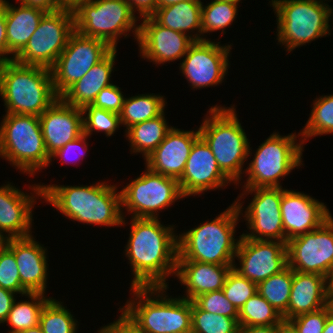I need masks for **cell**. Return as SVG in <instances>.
<instances>
[{"instance_id": "obj_3", "label": "cell", "mask_w": 333, "mask_h": 333, "mask_svg": "<svg viewBox=\"0 0 333 333\" xmlns=\"http://www.w3.org/2000/svg\"><path fill=\"white\" fill-rule=\"evenodd\" d=\"M168 289V286L131 287L134 299L118 309L142 333H186L192 330V301L180 296L169 298Z\"/></svg>"}, {"instance_id": "obj_31", "label": "cell", "mask_w": 333, "mask_h": 333, "mask_svg": "<svg viewBox=\"0 0 333 333\" xmlns=\"http://www.w3.org/2000/svg\"><path fill=\"white\" fill-rule=\"evenodd\" d=\"M164 95L138 94L125 97L120 115L121 125L126 126L125 131L134 124L153 119L163 112L167 104Z\"/></svg>"}, {"instance_id": "obj_48", "label": "cell", "mask_w": 333, "mask_h": 333, "mask_svg": "<svg viewBox=\"0 0 333 333\" xmlns=\"http://www.w3.org/2000/svg\"><path fill=\"white\" fill-rule=\"evenodd\" d=\"M9 49L7 44V30L5 7L0 2V63L9 61Z\"/></svg>"}, {"instance_id": "obj_14", "label": "cell", "mask_w": 333, "mask_h": 333, "mask_svg": "<svg viewBox=\"0 0 333 333\" xmlns=\"http://www.w3.org/2000/svg\"><path fill=\"white\" fill-rule=\"evenodd\" d=\"M242 192L234 203L239 210V214L244 215L243 218L247 221V227L251 231L242 233V236L253 240L285 242L280 210L283 188H243ZM252 193L254 197L245 208V214H243L242 209L244 208L241 199L244 195Z\"/></svg>"}, {"instance_id": "obj_10", "label": "cell", "mask_w": 333, "mask_h": 333, "mask_svg": "<svg viewBox=\"0 0 333 333\" xmlns=\"http://www.w3.org/2000/svg\"><path fill=\"white\" fill-rule=\"evenodd\" d=\"M300 133L281 136L273 132L255 151L245 169L247 179L243 188H280V179L299 168L302 163L303 141L296 142Z\"/></svg>"}, {"instance_id": "obj_58", "label": "cell", "mask_w": 333, "mask_h": 333, "mask_svg": "<svg viewBox=\"0 0 333 333\" xmlns=\"http://www.w3.org/2000/svg\"><path fill=\"white\" fill-rule=\"evenodd\" d=\"M328 290H333V271L330 277L328 278Z\"/></svg>"}, {"instance_id": "obj_40", "label": "cell", "mask_w": 333, "mask_h": 333, "mask_svg": "<svg viewBox=\"0 0 333 333\" xmlns=\"http://www.w3.org/2000/svg\"><path fill=\"white\" fill-rule=\"evenodd\" d=\"M222 291L238 311L249 298L258 292L257 284L241 276L233 268L226 277Z\"/></svg>"}, {"instance_id": "obj_17", "label": "cell", "mask_w": 333, "mask_h": 333, "mask_svg": "<svg viewBox=\"0 0 333 333\" xmlns=\"http://www.w3.org/2000/svg\"><path fill=\"white\" fill-rule=\"evenodd\" d=\"M234 259L240 265L234 264L233 269L258 285L288 266L286 242L253 240L241 235Z\"/></svg>"}, {"instance_id": "obj_57", "label": "cell", "mask_w": 333, "mask_h": 333, "mask_svg": "<svg viewBox=\"0 0 333 333\" xmlns=\"http://www.w3.org/2000/svg\"><path fill=\"white\" fill-rule=\"evenodd\" d=\"M7 238L0 233V250L6 245Z\"/></svg>"}, {"instance_id": "obj_55", "label": "cell", "mask_w": 333, "mask_h": 333, "mask_svg": "<svg viewBox=\"0 0 333 333\" xmlns=\"http://www.w3.org/2000/svg\"><path fill=\"white\" fill-rule=\"evenodd\" d=\"M327 305L330 309V313L333 315V290H328Z\"/></svg>"}, {"instance_id": "obj_16", "label": "cell", "mask_w": 333, "mask_h": 333, "mask_svg": "<svg viewBox=\"0 0 333 333\" xmlns=\"http://www.w3.org/2000/svg\"><path fill=\"white\" fill-rule=\"evenodd\" d=\"M231 44L210 40L195 41L180 63V71L193 89L217 86L228 73Z\"/></svg>"}, {"instance_id": "obj_52", "label": "cell", "mask_w": 333, "mask_h": 333, "mask_svg": "<svg viewBox=\"0 0 333 333\" xmlns=\"http://www.w3.org/2000/svg\"><path fill=\"white\" fill-rule=\"evenodd\" d=\"M81 1L83 0H57V2L62 8H70V9H73Z\"/></svg>"}, {"instance_id": "obj_29", "label": "cell", "mask_w": 333, "mask_h": 333, "mask_svg": "<svg viewBox=\"0 0 333 333\" xmlns=\"http://www.w3.org/2000/svg\"><path fill=\"white\" fill-rule=\"evenodd\" d=\"M202 3L201 0H187L158 7L151 17L161 26L184 33L194 41L209 40L201 36ZM191 32L195 34L192 35Z\"/></svg>"}, {"instance_id": "obj_32", "label": "cell", "mask_w": 333, "mask_h": 333, "mask_svg": "<svg viewBox=\"0 0 333 333\" xmlns=\"http://www.w3.org/2000/svg\"><path fill=\"white\" fill-rule=\"evenodd\" d=\"M28 301H14L12 308L3 324L12 328L8 333L30 329L39 326L40 314L45 304L51 299L42 293H27Z\"/></svg>"}, {"instance_id": "obj_54", "label": "cell", "mask_w": 333, "mask_h": 333, "mask_svg": "<svg viewBox=\"0 0 333 333\" xmlns=\"http://www.w3.org/2000/svg\"><path fill=\"white\" fill-rule=\"evenodd\" d=\"M187 0H158V7L169 6Z\"/></svg>"}, {"instance_id": "obj_51", "label": "cell", "mask_w": 333, "mask_h": 333, "mask_svg": "<svg viewBox=\"0 0 333 333\" xmlns=\"http://www.w3.org/2000/svg\"><path fill=\"white\" fill-rule=\"evenodd\" d=\"M287 326H240L239 333H284Z\"/></svg>"}, {"instance_id": "obj_56", "label": "cell", "mask_w": 333, "mask_h": 333, "mask_svg": "<svg viewBox=\"0 0 333 333\" xmlns=\"http://www.w3.org/2000/svg\"><path fill=\"white\" fill-rule=\"evenodd\" d=\"M15 333H43V331H42L40 326H37V327H34V328L18 331V332H15Z\"/></svg>"}, {"instance_id": "obj_24", "label": "cell", "mask_w": 333, "mask_h": 333, "mask_svg": "<svg viewBox=\"0 0 333 333\" xmlns=\"http://www.w3.org/2000/svg\"><path fill=\"white\" fill-rule=\"evenodd\" d=\"M6 246L14 253L22 287L28 293H46L49 277L47 248L32 235L7 239Z\"/></svg>"}, {"instance_id": "obj_27", "label": "cell", "mask_w": 333, "mask_h": 333, "mask_svg": "<svg viewBox=\"0 0 333 333\" xmlns=\"http://www.w3.org/2000/svg\"><path fill=\"white\" fill-rule=\"evenodd\" d=\"M117 50L113 49L103 60L94 65L86 75L73 84L61 98L71 106L83 108L92 104L97 94L111 83V74Z\"/></svg>"}, {"instance_id": "obj_7", "label": "cell", "mask_w": 333, "mask_h": 333, "mask_svg": "<svg viewBox=\"0 0 333 333\" xmlns=\"http://www.w3.org/2000/svg\"><path fill=\"white\" fill-rule=\"evenodd\" d=\"M0 123L1 158L31 177L50 167L39 117L6 113Z\"/></svg>"}, {"instance_id": "obj_38", "label": "cell", "mask_w": 333, "mask_h": 333, "mask_svg": "<svg viewBox=\"0 0 333 333\" xmlns=\"http://www.w3.org/2000/svg\"><path fill=\"white\" fill-rule=\"evenodd\" d=\"M191 318L192 330L197 333H239L240 326L236 319L204 311L193 301Z\"/></svg>"}, {"instance_id": "obj_23", "label": "cell", "mask_w": 333, "mask_h": 333, "mask_svg": "<svg viewBox=\"0 0 333 333\" xmlns=\"http://www.w3.org/2000/svg\"><path fill=\"white\" fill-rule=\"evenodd\" d=\"M200 137L197 131H184L176 127L145 159V166L155 173L179 180L184 172L194 142Z\"/></svg>"}, {"instance_id": "obj_26", "label": "cell", "mask_w": 333, "mask_h": 333, "mask_svg": "<svg viewBox=\"0 0 333 333\" xmlns=\"http://www.w3.org/2000/svg\"><path fill=\"white\" fill-rule=\"evenodd\" d=\"M328 279L325 276L301 273L293 270V280L286 313L282 316L286 323L289 319L327 306Z\"/></svg>"}, {"instance_id": "obj_43", "label": "cell", "mask_w": 333, "mask_h": 333, "mask_svg": "<svg viewBox=\"0 0 333 333\" xmlns=\"http://www.w3.org/2000/svg\"><path fill=\"white\" fill-rule=\"evenodd\" d=\"M193 302L204 311L234 318L238 321L237 308L225 297L222 290L199 295Z\"/></svg>"}, {"instance_id": "obj_11", "label": "cell", "mask_w": 333, "mask_h": 333, "mask_svg": "<svg viewBox=\"0 0 333 333\" xmlns=\"http://www.w3.org/2000/svg\"><path fill=\"white\" fill-rule=\"evenodd\" d=\"M178 180L148 169L121 190L122 208L134 218L158 219L159 211L183 199Z\"/></svg>"}, {"instance_id": "obj_21", "label": "cell", "mask_w": 333, "mask_h": 333, "mask_svg": "<svg viewBox=\"0 0 333 333\" xmlns=\"http://www.w3.org/2000/svg\"><path fill=\"white\" fill-rule=\"evenodd\" d=\"M280 210L286 243L296 236L313 231L332 216L323 202L285 188Z\"/></svg>"}, {"instance_id": "obj_20", "label": "cell", "mask_w": 333, "mask_h": 333, "mask_svg": "<svg viewBox=\"0 0 333 333\" xmlns=\"http://www.w3.org/2000/svg\"><path fill=\"white\" fill-rule=\"evenodd\" d=\"M30 187L29 189L34 192L30 193L31 196L10 182L0 186V233L7 239L33 235L31 234L32 208L37 197L42 199V187L39 184Z\"/></svg>"}, {"instance_id": "obj_36", "label": "cell", "mask_w": 333, "mask_h": 333, "mask_svg": "<svg viewBox=\"0 0 333 333\" xmlns=\"http://www.w3.org/2000/svg\"><path fill=\"white\" fill-rule=\"evenodd\" d=\"M74 317L61 301L51 298L41 311L39 326L43 333H77Z\"/></svg>"}, {"instance_id": "obj_9", "label": "cell", "mask_w": 333, "mask_h": 333, "mask_svg": "<svg viewBox=\"0 0 333 333\" xmlns=\"http://www.w3.org/2000/svg\"><path fill=\"white\" fill-rule=\"evenodd\" d=\"M72 11L75 31L81 35L101 39L113 49H117L119 38L129 37L130 31L138 40L139 17L126 0H83Z\"/></svg>"}, {"instance_id": "obj_45", "label": "cell", "mask_w": 333, "mask_h": 333, "mask_svg": "<svg viewBox=\"0 0 333 333\" xmlns=\"http://www.w3.org/2000/svg\"><path fill=\"white\" fill-rule=\"evenodd\" d=\"M87 138H88V136L85 133H83L78 138H76V139L72 140L71 142L65 144L62 148L58 149L55 153H53L51 155V157H50L51 161L50 162H52L53 159L55 160L56 157L57 158L59 157L62 160L61 161L62 164L69 163L74 159V158L72 159V156H71V155H74V153L78 155V160H80V158L81 157L83 158L84 154L88 150V144L89 143L86 142ZM77 155L75 157L76 159H77ZM69 158H70V160H69ZM75 161H77V160H75Z\"/></svg>"}, {"instance_id": "obj_35", "label": "cell", "mask_w": 333, "mask_h": 333, "mask_svg": "<svg viewBox=\"0 0 333 333\" xmlns=\"http://www.w3.org/2000/svg\"><path fill=\"white\" fill-rule=\"evenodd\" d=\"M314 101L310 117L300 132L303 144L314 136L333 134V95H322Z\"/></svg>"}, {"instance_id": "obj_12", "label": "cell", "mask_w": 333, "mask_h": 333, "mask_svg": "<svg viewBox=\"0 0 333 333\" xmlns=\"http://www.w3.org/2000/svg\"><path fill=\"white\" fill-rule=\"evenodd\" d=\"M74 15L70 8L45 13L24 49L14 58L20 64L51 68L72 33Z\"/></svg>"}, {"instance_id": "obj_39", "label": "cell", "mask_w": 333, "mask_h": 333, "mask_svg": "<svg viewBox=\"0 0 333 333\" xmlns=\"http://www.w3.org/2000/svg\"><path fill=\"white\" fill-rule=\"evenodd\" d=\"M83 114V133L87 136L93 132H104L107 137L114 135L119 129L120 115L88 104L81 108ZM86 115V116H85Z\"/></svg>"}, {"instance_id": "obj_33", "label": "cell", "mask_w": 333, "mask_h": 333, "mask_svg": "<svg viewBox=\"0 0 333 333\" xmlns=\"http://www.w3.org/2000/svg\"><path fill=\"white\" fill-rule=\"evenodd\" d=\"M239 326H287L282 315L258 292L238 311Z\"/></svg>"}, {"instance_id": "obj_8", "label": "cell", "mask_w": 333, "mask_h": 333, "mask_svg": "<svg viewBox=\"0 0 333 333\" xmlns=\"http://www.w3.org/2000/svg\"><path fill=\"white\" fill-rule=\"evenodd\" d=\"M327 0H271L277 20V40L287 52L330 33Z\"/></svg>"}, {"instance_id": "obj_25", "label": "cell", "mask_w": 333, "mask_h": 333, "mask_svg": "<svg viewBox=\"0 0 333 333\" xmlns=\"http://www.w3.org/2000/svg\"><path fill=\"white\" fill-rule=\"evenodd\" d=\"M233 265H218L197 261H177L175 276L186 287V296L193 301L204 293L222 290Z\"/></svg>"}, {"instance_id": "obj_15", "label": "cell", "mask_w": 333, "mask_h": 333, "mask_svg": "<svg viewBox=\"0 0 333 333\" xmlns=\"http://www.w3.org/2000/svg\"><path fill=\"white\" fill-rule=\"evenodd\" d=\"M286 248L292 270L328 279L333 271V217L313 231L290 239Z\"/></svg>"}, {"instance_id": "obj_62", "label": "cell", "mask_w": 333, "mask_h": 333, "mask_svg": "<svg viewBox=\"0 0 333 333\" xmlns=\"http://www.w3.org/2000/svg\"><path fill=\"white\" fill-rule=\"evenodd\" d=\"M186 333H197V332H195V331H193V330H190V331H188V332H186Z\"/></svg>"}, {"instance_id": "obj_5", "label": "cell", "mask_w": 333, "mask_h": 333, "mask_svg": "<svg viewBox=\"0 0 333 333\" xmlns=\"http://www.w3.org/2000/svg\"><path fill=\"white\" fill-rule=\"evenodd\" d=\"M0 96L6 113L37 117L59 98L49 68L15 60L0 63Z\"/></svg>"}, {"instance_id": "obj_2", "label": "cell", "mask_w": 333, "mask_h": 333, "mask_svg": "<svg viewBox=\"0 0 333 333\" xmlns=\"http://www.w3.org/2000/svg\"><path fill=\"white\" fill-rule=\"evenodd\" d=\"M39 185L42 187V199L70 220L108 227L126 224L121 208V191L118 192L115 184Z\"/></svg>"}, {"instance_id": "obj_61", "label": "cell", "mask_w": 333, "mask_h": 333, "mask_svg": "<svg viewBox=\"0 0 333 333\" xmlns=\"http://www.w3.org/2000/svg\"><path fill=\"white\" fill-rule=\"evenodd\" d=\"M284 333H292L288 328L284 331Z\"/></svg>"}, {"instance_id": "obj_50", "label": "cell", "mask_w": 333, "mask_h": 333, "mask_svg": "<svg viewBox=\"0 0 333 333\" xmlns=\"http://www.w3.org/2000/svg\"><path fill=\"white\" fill-rule=\"evenodd\" d=\"M19 4L26 5L28 7L40 9L46 13L60 10L62 7L57 0H16Z\"/></svg>"}, {"instance_id": "obj_60", "label": "cell", "mask_w": 333, "mask_h": 333, "mask_svg": "<svg viewBox=\"0 0 333 333\" xmlns=\"http://www.w3.org/2000/svg\"><path fill=\"white\" fill-rule=\"evenodd\" d=\"M329 13H330V17L333 16V15H331V14H333V9H332V7H329Z\"/></svg>"}, {"instance_id": "obj_4", "label": "cell", "mask_w": 333, "mask_h": 333, "mask_svg": "<svg viewBox=\"0 0 333 333\" xmlns=\"http://www.w3.org/2000/svg\"><path fill=\"white\" fill-rule=\"evenodd\" d=\"M239 210L232 203L211 221L177 235V261L234 265L239 239H235Z\"/></svg>"}, {"instance_id": "obj_18", "label": "cell", "mask_w": 333, "mask_h": 333, "mask_svg": "<svg viewBox=\"0 0 333 333\" xmlns=\"http://www.w3.org/2000/svg\"><path fill=\"white\" fill-rule=\"evenodd\" d=\"M178 182L185 198L208 190L225 188L232 183L219 168L211 148L201 136L194 142Z\"/></svg>"}, {"instance_id": "obj_59", "label": "cell", "mask_w": 333, "mask_h": 333, "mask_svg": "<svg viewBox=\"0 0 333 333\" xmlns=\"http://www.w3.org/2000/svg\"><path fill=\"white\" fill-rule=\"evenodd\" d=\"M222 1H229L238 4L241 0H222Z\"/></svg>"}, {"instance_id": "obj_19", "label": "cell", "mask_w": 333, "mask_h": 333, "mask_svg": "<svg viewBox=\"0 0 333 333\" xmlns=\"http://www.w3.org/2000/svg\"><path fill=\"white\" fill-rule=\"evenodd\" d=\"M141 21L137 40L140 56L156 65L183 58L195 42L184 33L161 26L152 17Z\"/></svg>"}, {"instance_id": "obj_22", "label": "cell", "mask_w": 333, "mask_h": 333, "mask_svg": "<svg viewBox=\"0 0 333 333\" xmlns=\"http://www.w3.org/2000/svg\"><path fill=\"white\" fill-rule=\"evenodd\" d=\"M39 119L44 143L50 156L83 134L81 108L67 104L61 97L46 109Z\"/></svg>"}, {"instance_id": "obj_30", "label": "cell", "mask_w": 333, "mask_h": 333, "mask_svg": "<svg viewBox=\"0 0 333 333\" xmlns=\"http://www.w3.org/2000/svg\"><path fill=\"white\" fill-rule=\"evenodd\" d=\"M166 121L163 112L153 119L129 127L124 133L131 145V153H141L146 159L172 129V126H169Z\"/></svg>"}, {"instance_id": "obj_34", "label": "cell", "mask_w": 333, "mask_h": 333, "mask_svg": "<svg viewBox=\"0 0 333 333\" xmlns=\"http://www.w3.org/2000/svg\"><path fill=\"white\" fill-rule=\"evenodd\" d=\"M292 280L293 270L287 266L257 285L258 293L282 316L288 309Z\"/></svg>"}, {"instance_id": "obj_47", "label": "cell", "mask_w": 333, "mask_h": 333, "mask_svg": "<svg viewBox=\"0 0 333 333\" xmlns=\"http://www.w3.org/2000/svg\"><path fill=\"white\" fill-rule=\"evenodd\" d=\"M133 13L138 11L139 18L151 17L158 8V0H126Z\"/></svg>"}, {"instance_id": "obj_53", "label": "cell", "mask_w": 333, "mask_h": 333, "mask_svg": "<svg viewBox=\"0 0 333 333\" xmlns=\"http://www.w3.org/2000/svg\"><path fill=\"white\" fill-rule=\"evenodd\" d=\"M322 333H333V315L330 314L327 317V320L324 325V329Z\"/></svg>"}, {"instance_id": "obj_41", "label": "cell", "mask_w": 333, "mask_h": 333, "mask_svg": "<svg viewBox=\"0 0 333 333\" xmlns=\"http://www.w3.org/2000/svg\"><path fill=\"white\" fill-rule=\"evenodd\" d=\"M0 287L25 296L14 253L5 245L0 250Z\"/></svg>"}, {"instance_id": "obj_46", "label": "cell", "mask_w": 333, "mask_h": 333, "mask_svg": "<svg viewBox=\"0 0 333 333\" xmlns=\"http://www.w3.org/2000/svg\"><path fill=\"white\" fill-rule=\"evenodd\" d=\"M98 333H142L122 312L113 323L103 326Z\"/></svg>"}, {"instance_id": "obj_44", "label": "cell", "mask_w": 333, "mask_h": 333, "mask_svg": "<svg viewBox=\"0 0 333 333\" xmlns=\"http://www.w3.org/2000/svg\"><path fill=\"white\" fill-rule=\"evenodd\" d=\"M122 93L123 92L119 86L111 84L103 88L97 94L91 105L120 114L125 100V97Z\"/></svg>"}, {"instance_id": "obj_13", "label": "cell", "mask_w": 333, "mask_h": 333, "mask_svg": "<svg viewBox=\"0 0 333 333\" xmlns=\"http://www.w3.org/2000/svg\"><path fill=\"white\" fill-rule=\"evenodd\" d=\"M112 50L113 48L107 42L74 31L65 49L50 68L53 88L57 96L61 97Z\"/></svg>"}, {"instance_id": "obj_28", "label": "cell", "mask_w": 333, "mask_h": 333, "mask_svg": "<svg viewBox=\"0 0 333 333\" xmlns=\"http://www.w3.org/2000/svg\"><path fill=\"white\" fill-rule=\"evenodd\" d=\"M0 2L5 7L7 44L11 61L24 49L46 12L23 4L16 7L6 0Z\"/></svg>"}, {"instance_id": "obj_49", "label": "cell", "mask_w": 333, "mask_h": 333, "mask_svg": "<svg viewBox=\"0 0 333 333\" xmlns=\"http://www.w3.org/2000/svg\"><path fill=\"white\" fill-rule=\"evenodd\" d=\"M17 293L0 287V324L4 323L16 300Z\"/></svg>"}, {"instance_id": "obj_1", "label": "cell", "mask_w": 333, "mask_h": 333, "mask_svg": "<svg viewBox=\"0 0 333 333\" xmlns=\"http://www.w3.org/2000/svg\"><path fill=\"white\" fill-rule=\"evenodd\" d=\"M160 222L159 219L131 218L124 252L134 276L130 287H165L168 286L167 277L176 273L178 240L175 227Z\"/></svg>"}, {"instance_id": "obj_6", "label": "cell", "mask_w": 333, "mask_h": 333, "mask_svg": "<svg viewBox=\"0 0 333 333\" xmlns=\"http://www.w3.org/2000/svg\"><path fill=\"white\" fill-rule=\"evenodd\" d=\"M234 106L216 104L211 107L199 132L211 148L221 171L237 185L243 177V166L247 158L251 157L252 149Z\"/></svg>"}, {"instance_id": "obj_37", "label": "cell", "mask_w": 333, "mask_h": 333, "mask_svg": "<svg viewBox=\"0 0 333 333\" xmlns=\"http://www.w3.org/2000/svg\"><path fill=\"white\" fill-rule=\"evenodd\" d=\"M238 5L229 1L212 0L204 5L202 3V36L204 33H211L224 30L235 21L238 15Z\"/></svg>"}, {"instance_id": "obj_42", "label": "cell", "mask_w": 333, "mask_h": 333, "mask_svg": "<svg viewBox=\"0 0 333 333\" xmlns=\"http://www.w3.org/2000/svg\"><path fill=\"white\" fill-rule=\"evenodd\" d=\"M327 306L313 312L304 313L289 319L286 324L292 333H322L327 317L330 315Z\"/></svg>"}]
</instances>
